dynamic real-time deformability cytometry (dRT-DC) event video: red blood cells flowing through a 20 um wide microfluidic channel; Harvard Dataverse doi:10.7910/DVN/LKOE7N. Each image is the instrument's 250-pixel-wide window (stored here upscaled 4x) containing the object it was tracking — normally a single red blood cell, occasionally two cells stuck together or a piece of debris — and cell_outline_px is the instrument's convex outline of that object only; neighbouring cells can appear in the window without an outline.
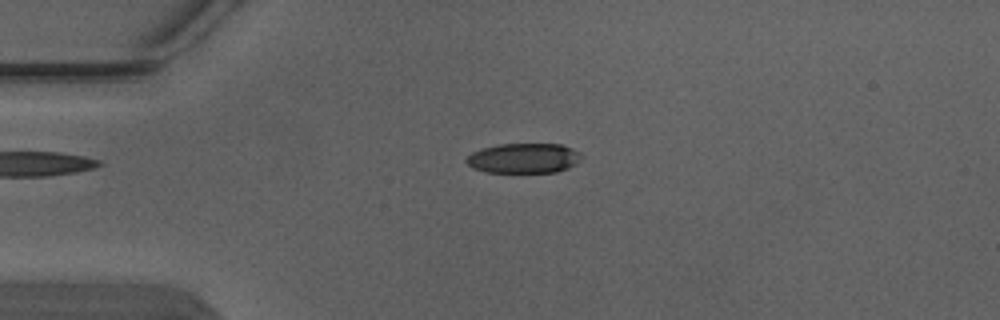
{"species": "Egyptian fruit bat (a non-hibernating species)", "species_latin": "Rousettus aegyptiacus", "temperature_condition": "warm", "stored_images_in_passage": 4, "camera_frame_rate_fps": 3000, "um_per_image_px": 0.085, "animal": {"sex": "male"}, "frame": {"image": 1, "passage_image": 2, "time_ms": 0.333, "image_size_px": [1000, 320], "cell_outline_px": [[584, 156], [576, 164], [568, 168], [556, 172], [488, 172], [472, 168], [464, 160], [472, 152], [484, 148], [500, 144], [560, 144], [572, 148], [580, 152]], "centroid_in_image_um": [44.55, 13.45], "position_along_channel_um": 40.4, "area_um2": 20.11}}
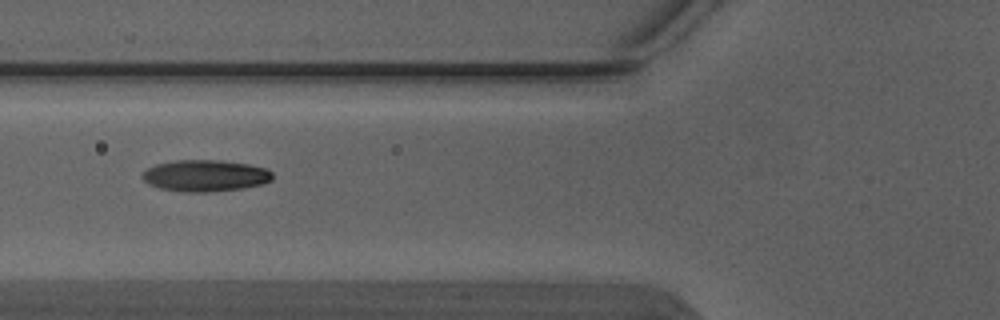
{"frame": {"image": 2, "passage_image": 4, "time_ms": 1.0, "image_size_px": [1000, 320], "cell_outline_px": [[272, 180], [260, 184], [244, 188], [204, 192], [184, 192], [160, 188], [148, 184], [140, 176], [148, 168], [156, 164], [176, 160], [220, 160], [248, 164], [264, 168], [272, 172]], "centroid_in_image_um": [17.42, 14.93], "position_along_channel_um": 108.4, "area_um2": 23.81}}